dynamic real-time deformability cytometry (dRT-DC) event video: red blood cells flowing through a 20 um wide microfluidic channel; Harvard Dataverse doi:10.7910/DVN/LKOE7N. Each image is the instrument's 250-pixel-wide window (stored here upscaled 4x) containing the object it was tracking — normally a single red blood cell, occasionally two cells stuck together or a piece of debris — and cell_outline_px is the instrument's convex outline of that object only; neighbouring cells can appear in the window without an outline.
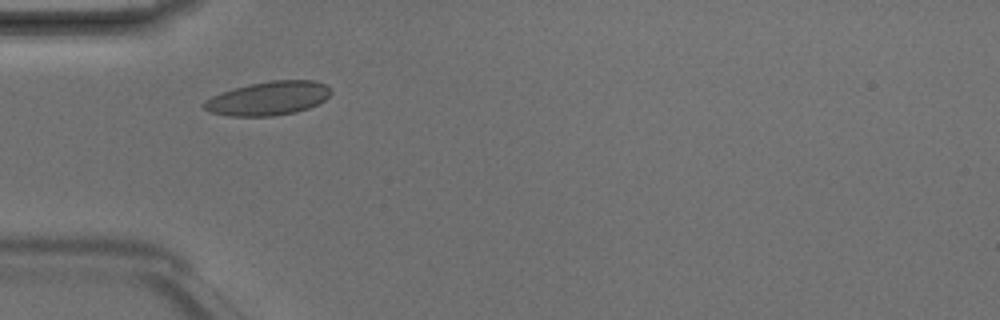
{"species": "Egyptian fruit bat (a non-hibernating species)", "species_latin": "Rousettus aegyptiacus", "temperature_condition": "room temperature", "stored_images_in_passage": 3, "camera_frame_rate_fps": 3000, "um_per_image_px": 0.085, "animal": {"sex": "male"}, "frame": {"image": 1, "passage_image": 2, "time_ms": 0.333, "image_size_px": [1000, 320], "cell_outline_px": [[332, 92], [324, 100], [308, 108], [296, 112], [272, 116], [232, 116], [212, 112], [204, 108], [204, 100], [212, 96], [236, 88], [252, 84], [272, 80], [316, 80], [324, 84]], "centroid_in_image_um": [22.83, 8.36], "position_along_channel_um": 62.2, "area_um2": 24.57}}